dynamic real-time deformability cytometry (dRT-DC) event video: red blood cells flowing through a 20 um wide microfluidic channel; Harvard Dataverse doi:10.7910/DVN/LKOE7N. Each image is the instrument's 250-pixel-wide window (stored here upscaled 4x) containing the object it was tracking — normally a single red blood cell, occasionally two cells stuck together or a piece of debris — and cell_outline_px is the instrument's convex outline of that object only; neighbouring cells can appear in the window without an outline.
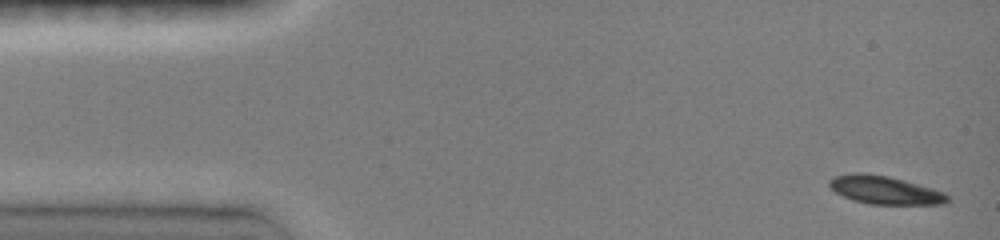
{"species": "common noctule bat (a hibernating species)", "species_latin": "Nyctalus noctula", "temperature_condition": "room temperature", "stored_images_in_passage": 20, "camera_frame_rate_fps": 3000, "um_per_image_px": 0.085, "animal": {"sex": "female", "body_mass_g": 19.0, "forearm_length_mm": 51.5}, "frame": {"image": 1, "passage_image": 1, "time_ms": 0.0, "image_size_px": [1000, 240], "cell_outline_px": [[948, 200], [944, 204], [868, 204], [852, 200], [836, 192], [828, 184], [828, 180], [836, 176], [856, 172], [860, 172], [888, 176], [904, 180], [932, 188], [944, 192], [948, 196]], "centroid_in_image_um": [75.2, 16.15], "position_along_channel_um": 9.8, "area_um2": 19.25}}
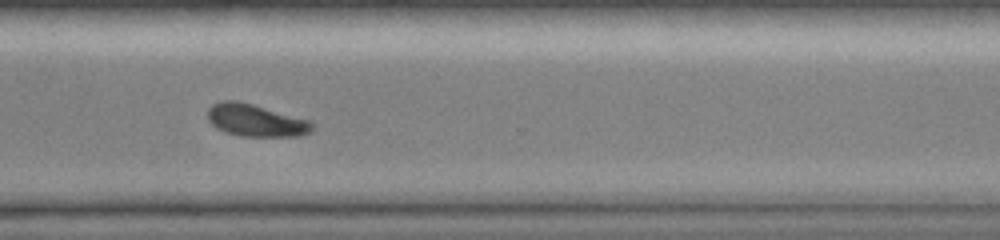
{"frame": {"image": 2, "passage_image": 16, "time_ms": 11.0, "image_size_px": [1000, 240], "cell_outline_px": [[312, 128], [308, 132], [300, 136], [240, 136], [224, 132], [216, 128], [208, 120], [208, 108], [212, 104], [220, 100], [236, 100], [252, 104], [312, 120]], "centroid_in_image_um": [21.71, 10.22], "position_along_channel_um": 348.9, "area_um2": 19.77}}
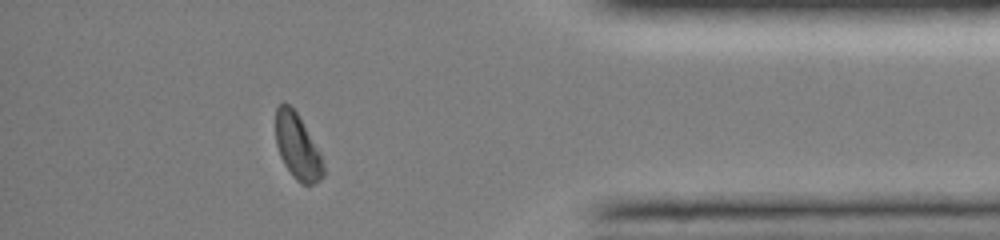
{"frame": {"image": 3, "passage_image": 18, "time_ms": 13.0, "image_size_px": [1000, 240], "cell_outline_px": [[324, 176], [320, 180], [312, 184], [300, 184], [292, 176], [284, 164], [280, 156], [276, 144], [276, 108], [280, 104], [288, 104], [296, 112], [320, 152], [324, 164]], "centroid_in_image_um": [25.29, 12.51], "position_along_channel_um": 409.9, "area_um2": 18.03}, "authors_computed_cell_mechanics": {"area_um2": 20.4034, "velocity_mm_per_s": 4.0894, "shape_relaxation_time_tau1_ms": 2.3639, "shape_relaxation_time_tau2_ms": null, "deformation_change_tau1": 0.1342, "deformation_change_tau2": null}}